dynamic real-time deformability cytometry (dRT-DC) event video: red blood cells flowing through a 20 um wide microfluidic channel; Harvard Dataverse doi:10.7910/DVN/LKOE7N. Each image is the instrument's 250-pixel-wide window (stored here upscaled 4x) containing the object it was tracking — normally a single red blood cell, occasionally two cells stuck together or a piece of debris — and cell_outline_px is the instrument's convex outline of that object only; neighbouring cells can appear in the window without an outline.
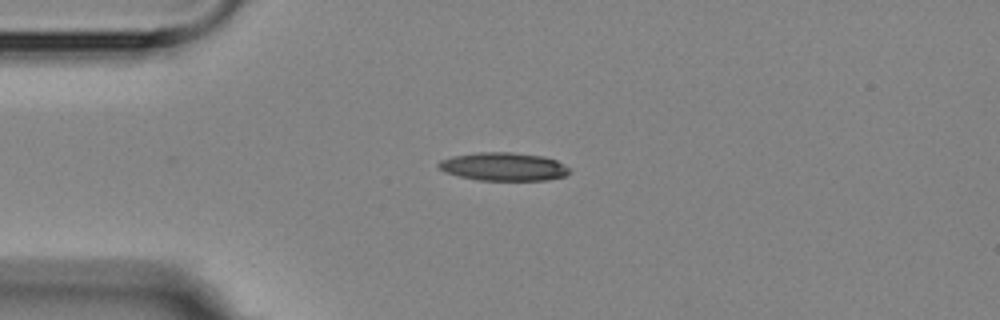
{"species": "Egyptian fruit bat (a non-hibernating species)", "species_latin": "Rousettus aegyptiacus", "temperature_condition": "room temperature", "stored_images_in_passage": 6, "camera_frame_rate_fps": 3000, "um_per_image_px": 0.085, "animal": {"sex": "female"}, "frame": {"image": 1, "passage_image": 2, "time_ms": 2.0, "image_size_px": [1000, 320], "cell_outline_px": [[568, 172], [564, 176], [548, 180], [480, 180], [460, 176], [444, 172], [436, 164], [440, 160], [452, 156], [476, 152], [512, 152], [544, 156], [556, 160], [568, 168]], "centroid_in_image_um": [42.77, 14.15], "position_along_channel_um": 42.2, "area_um2": 21.44}}
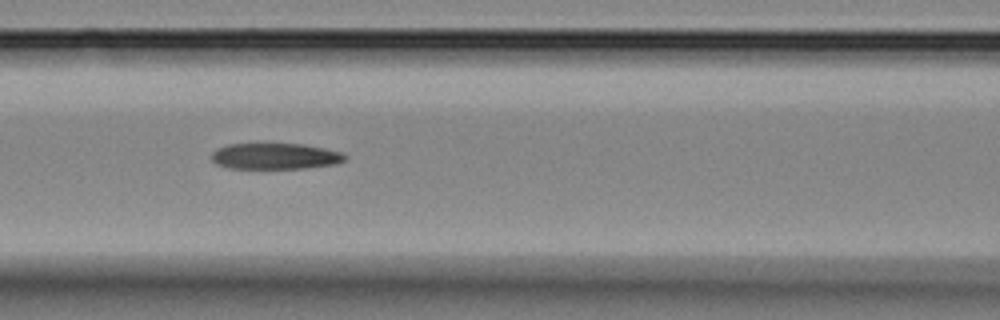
{"frame": {"image": 2, "passage_image": 5, "time_ms": 5.333, "image_size_px": [1000, 320], "cell_outline_px": [[344, 160], [336, 164], [304, 168], [228, 168], [216, 164], [212, 160], [212, 152], [228, 144], [300, 144], [340, 152], [344, 156]], "centroid_in_image_um": [23.33, 13.28], "position_along_channel_um": 143.3, "area_um2": 19.83}}
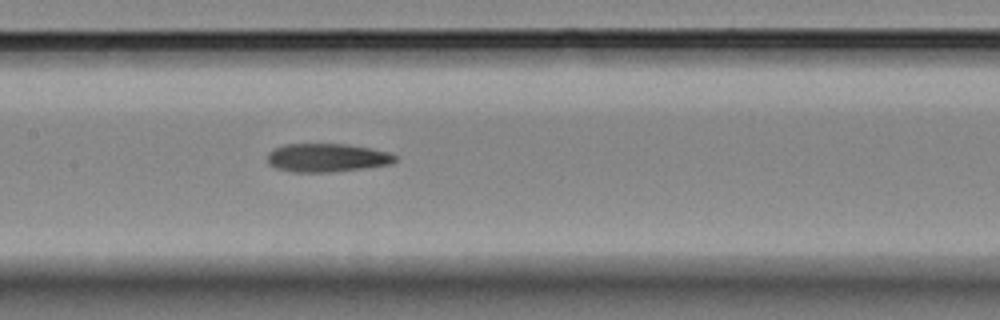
{"frame": {"image": 3, "passage_image": 6, "time_ms": 6.333, "image_size_px": [1000, 320], "cell_outline_px": [[396, 160], [392, 164], [364, 168], [332, 172], [292, 172], [276, 168], [268, 164], [268, 152], [284, 144], [348, 144], [372, 148], [388, 152], [396, 156]], "centroid_in_image_um": [27.8, 13.41], "position_along_channel_um": 179.6, "area_um2": 21.27}}